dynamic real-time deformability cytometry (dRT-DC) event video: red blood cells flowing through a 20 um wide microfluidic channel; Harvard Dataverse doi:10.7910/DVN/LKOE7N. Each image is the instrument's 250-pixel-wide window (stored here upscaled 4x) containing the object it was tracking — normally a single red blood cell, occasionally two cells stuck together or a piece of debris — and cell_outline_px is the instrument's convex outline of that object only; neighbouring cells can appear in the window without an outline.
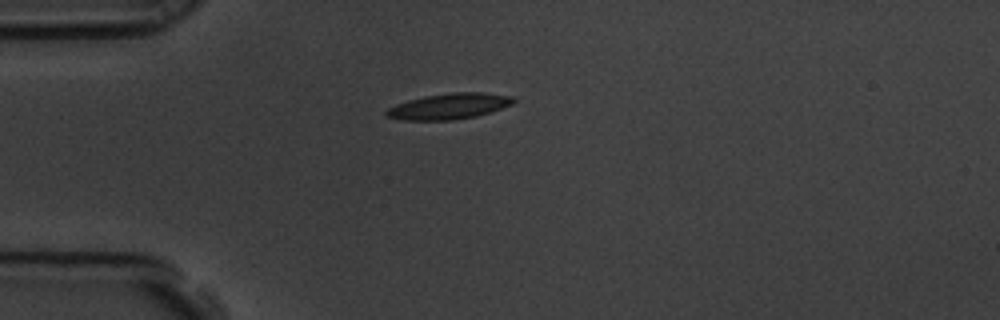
{"species": "common noctule bat (a hibernating species)", "species_latin": "Nyctalus noctula", "temperature_condition": "room temperature", "stored_images_in_passage": 9, "camera_frame_rate_fps": 3000, "um_per_image_px": 0.085, "animal": {"sex": "male", "body_mass_g": 19.5, "forearm_length_mm": 54.6}, "frame": {"image": 1, "passage_image": 1, "time_ms": 0.0, "image_size_px": [1000, 320], "cell_outline_px": [[516, 100], [512, 104], [492, 112], [476, 116], [452, 120], [404, 120], [384, 116], [384, 112], [388, 108], [396, 104], [408, 100], [424, 96], [452, 92], [484, 92], [512, 96]], "centroid_in_image_um": [38.17, 9.03], "position_along_channel_um": 46.8, "area_um2": 19.25}}
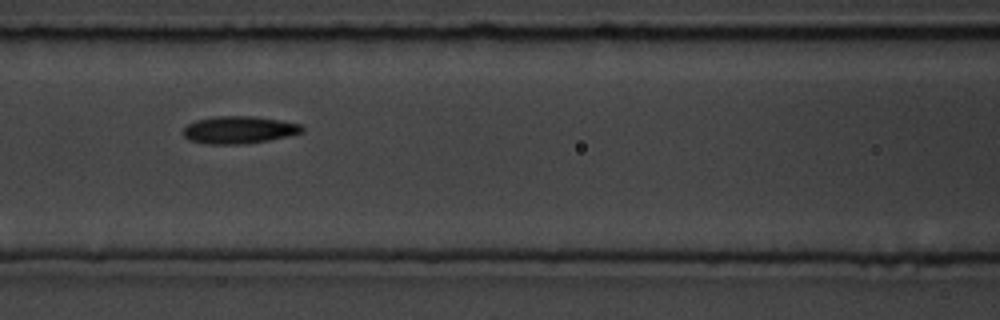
{"frame": {"image": 2, "passage_image": 4, "time_ms": 1.0, "image_size_px": [1000, 320], "cell_outline_px": [[304, 132], [288, 136], [268, 140], [244, 144], [204, 144], [188, 140], [184, 136], [184, 128], [188, 124], [196, 120], [216, 116], [252, 116], [280, 120], [300, 124], [304, 128]], "centroid_in_image_um": [20.31, 11.04], "position_along_channel_um": 146.3, "area_um2": 19.02}}
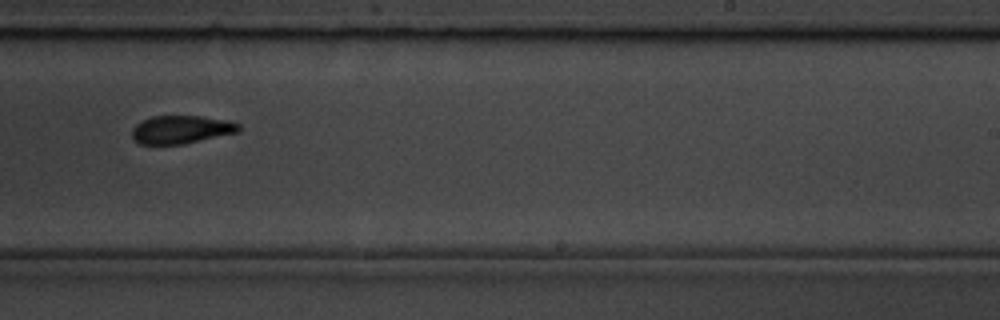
{"frame": {"image": 3, "passage_image": 7, "time_ms": 2.0, "image_size_px": [1000, 320], "cell_outline_px": [[240, 132], [184, 144], [140, 144], [132, 136], [132, 128], [140, 120], [152, 116], [200, 116], [224, 120], [240, 124]], "centroid_in_image_um": [15.39, 11.01], "position_along_channel_um": 273.6, "area_um2": 17.51}}